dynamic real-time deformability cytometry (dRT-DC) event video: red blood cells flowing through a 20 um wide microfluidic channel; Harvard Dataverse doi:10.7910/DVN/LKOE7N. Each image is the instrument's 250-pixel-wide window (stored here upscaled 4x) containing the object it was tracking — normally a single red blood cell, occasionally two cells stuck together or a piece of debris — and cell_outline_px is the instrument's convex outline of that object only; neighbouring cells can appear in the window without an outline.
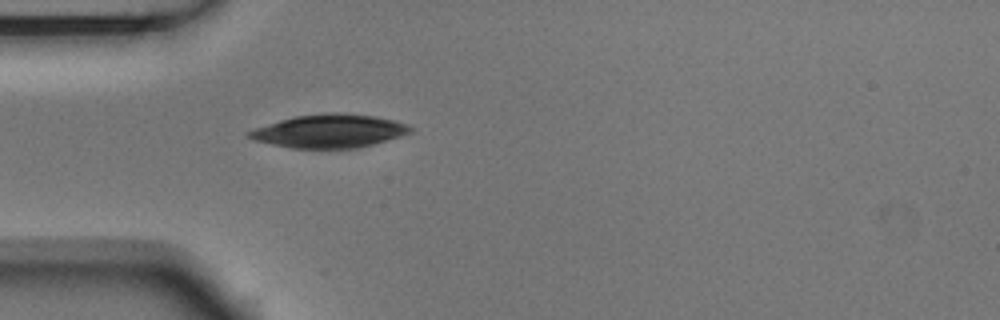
{"species": "Egyptian fruit bat (a non-hibernating species)", "species_latin": "Rousettus aegyptiacus", "temperature_condition": "room temperature", "stored_images_in_passage": 1, "camera_frame_rate_fps": 3000, "um_per_image_px": 0.085, "animal": {"sex": "male"}, "frame": {"image": 1, "passage_image": 1, "time_ms": 0.0, "image_size_px": [1000, 320], "cell_outline_px": [[412, 132], [400, 136], [372, 144], [356, 148], [292, 148], [272, 144], [256, 140], [248, 136], [244, 132], [280, 120], [296, 116], [332, 112], [336, 112], [376, 116], [396, 120], [408, 124], [412, 128]], "centroid_in_image_um": [28.03, 11.13], "position_along_channel_um": 57.0, "area_um2": 31.1}}